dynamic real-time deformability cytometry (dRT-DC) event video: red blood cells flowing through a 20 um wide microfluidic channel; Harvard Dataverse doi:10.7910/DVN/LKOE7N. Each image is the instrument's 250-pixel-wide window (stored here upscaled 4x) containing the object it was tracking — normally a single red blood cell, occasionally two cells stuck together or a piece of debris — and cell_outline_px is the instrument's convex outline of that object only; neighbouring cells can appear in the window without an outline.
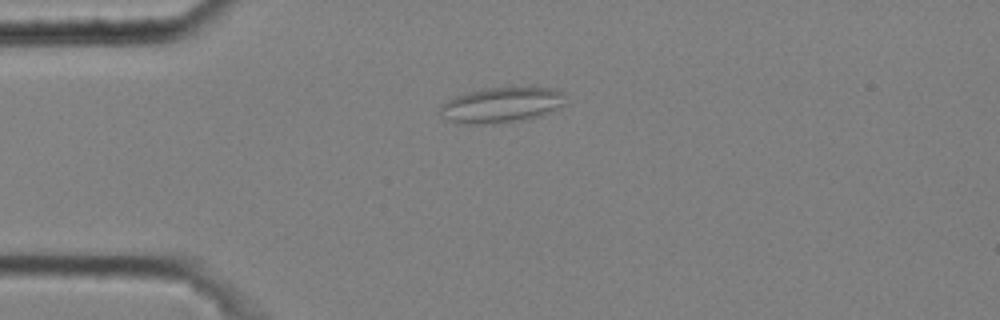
{"species": "common noctule bat (a hibernating species)", "species_latin": "Nyctalus noctula", "temperature_condition": "cold", "stored_images_in_passage": 36, "camera_frame_rate_fps": 3000, "um_per_image_px": 0.085, "animal": {"sex": "male", "body_mass_g": 20.4}, "frame": {"image": 1, "passage_image": 1, "time_ms": 0.0, "image_size_px": [1000, 320], "cell_outline_px": [[564, 104], [540, 116], [528, 120], [500, 124], [468, 124], [448, 120], [440, 116], [440, 108], [448, 100], [456, 96], [488, 88], [552, 88], [564, 92]], "centroid_in_image_um": [42.64, 8.96], "position_along_channel_um": 42.4, "area_um2": 25.66}}
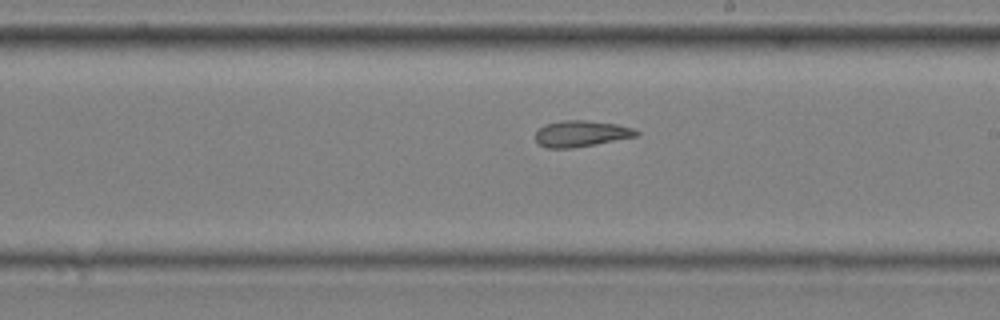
{"frame": {"image": 2, "passage_image": 19, "time_ms": 6.0, "image_size_px": [1000, 320], "cell_outline_px": [[640, 136], [572, 148], [548, 148], [540, 144], [536, 140], [536, 132], [544, 124], [560, 120], [588, 120], [616, 124], [632, 128], [640, 132]], "centroid_in_image_um": [49.42, 11.35], "position_along_channel_um": 239.6, "area_um2": 15.43}}
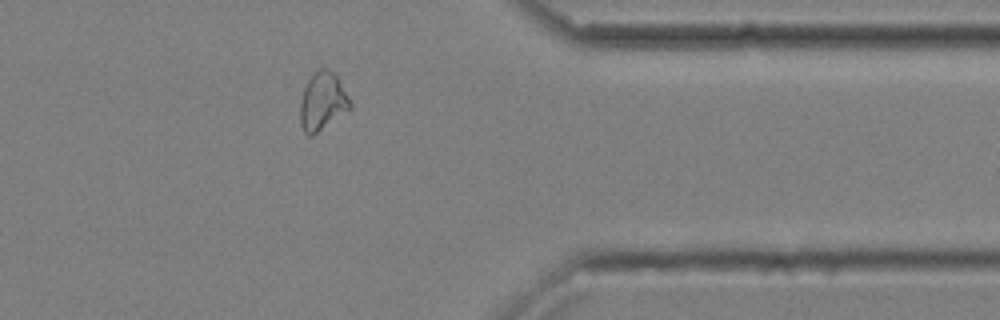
{"frame": {"image": 3, "passage_image": 32, "time_ms": 10.333, "image_size_px": [1000, 320], "cell_outline_px": [[352, 108], [312, 136], [308, 136], [304, 132], [300, 124], [300, 104], [304, 88], [312, 72], [320, 68], [328, 68], [336, 76], [348, 96], [352, 104]], "centroid_in_image_um": [27.4, 8.63], "position_along_channel_um": 384.0, "area_um2": 16.88}, "authors_computed_cell_mechanics": {"area_um2": 15.9817, "velocity_mm_per_s": 3.6315, "shape_relaxation_time_tau1_ms": null, "shape_relaxation_time_tau2_ms": 3.6896, "deformation_change_tau1": null, "deformation_change_tau2": 0.1133}}